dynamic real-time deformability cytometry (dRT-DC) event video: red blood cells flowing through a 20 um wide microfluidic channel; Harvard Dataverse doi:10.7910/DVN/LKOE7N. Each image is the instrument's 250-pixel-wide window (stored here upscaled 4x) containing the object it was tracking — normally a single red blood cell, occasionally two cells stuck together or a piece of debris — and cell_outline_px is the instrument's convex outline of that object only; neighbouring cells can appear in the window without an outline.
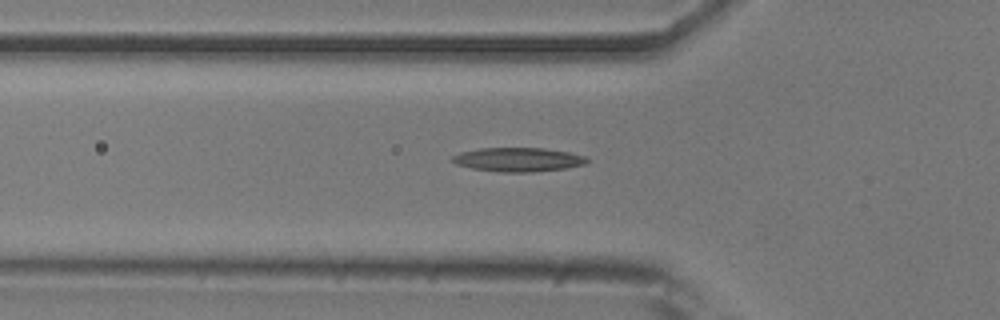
{"species": "common noctule bat (a hibernating species)", "species_latin": "Nyctalus noctula", "temperature_condition": "room temperature", "stored_images_in_passage": 35, "camera_frame_rate_fps": 3000, "um_per_image_px": 0.085, "animal": {"sex": "male", "body_mass_g": 20.5, "forearm_length_mm": 52.5}, "frame": {"image": 1, "passage_image": 8, "time_ms": 2.333, "image_size_px": [1000, 320], "cell_outline_px": [[588, 160], [584, 164], [564, 168], [532, 172], [500, 172], [472, 168], [456, 164], [452, 160], [452, 156], [460, 152], [480, 148], [544, 148], [568, 152], [584, 156]], "centroid_in_image_um": [44.0, 13.56], "position_along_channel_um": 81.8, "area_um2": 18.61}}
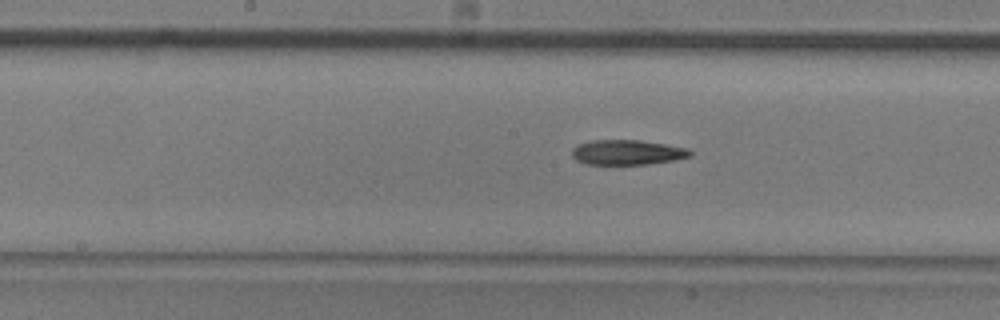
{"frame": {"image": 2, "passage_image": 17, "time_ms": 5.333, "image_size_px": [1000, 320], "cell_outline_px": [[692, 156], [676, 160], [648, 164], [588, 164], [576, 160], [572, 156], [572, 148], [576, 144], [592, 140], [640, 140], [688, 148], [692, 152]], "centroid_in_image_um": [53.32, 12.95], "position_along_channel_um": 194.9, "area_um2": 17.28}}
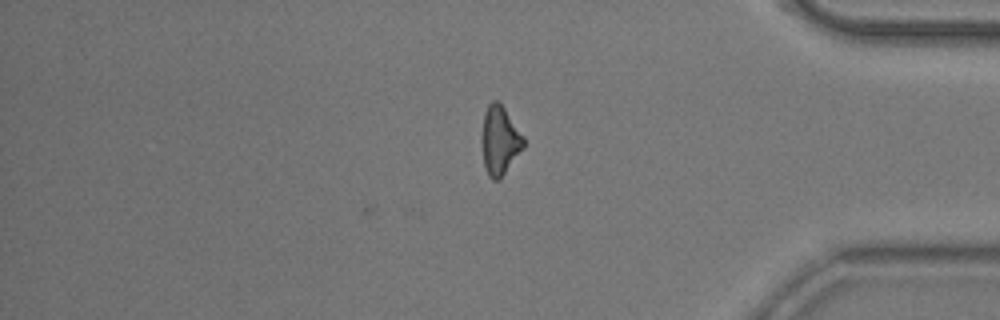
{"frame": {"image": 3, "passage_image": 35, "time_ms": 11.333, "image_size_px": [1000, 320], "cell_outline_px": [[524, 148], [500, 180], [492, 180], [488, 176], [484, 168], [484, 112], [488, 104], [492, 100], [496, 100], [504, 108], [524, 136]], "centroid_in_image_um": [42.52, 11.98], "position_along_channel_um": 392.7, "area_um2": 16.36}, "authors_computed_cell_mechanics": {"area_um2": 17.4556, "velocity_mm_per_s": 3.7266, "shape_relaxation_time_tau1_ms": 7.4265, "shape_relaxation_time_tau2_ms": null, "deformation_change_tau1": 0.2059, "deformation_change_tau2": null}}